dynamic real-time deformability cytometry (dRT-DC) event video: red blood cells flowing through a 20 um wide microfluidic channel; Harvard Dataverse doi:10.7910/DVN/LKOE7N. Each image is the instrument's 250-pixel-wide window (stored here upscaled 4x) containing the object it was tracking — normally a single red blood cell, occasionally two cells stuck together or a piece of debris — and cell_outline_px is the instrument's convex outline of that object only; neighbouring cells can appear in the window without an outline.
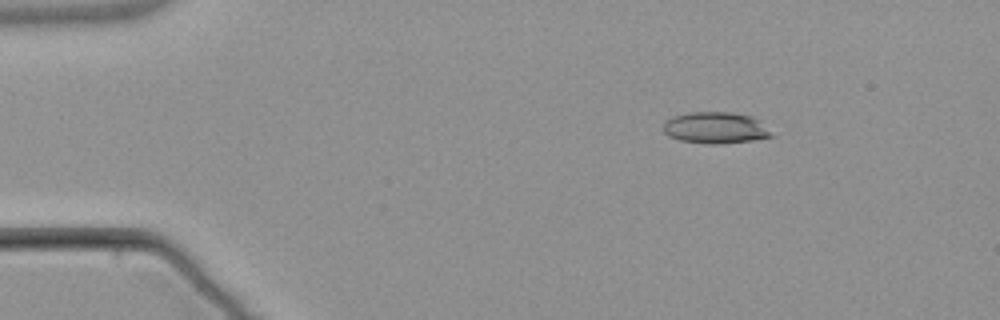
{"species": "common noctule bat (a hibernating species)", "species_latin": "Nyctalus noctula", "temperature_condition": "warm", "stored_images_in_passage": 5, "camera_frame_rate_fps": 3000, "um_per_image_px": 0.085, "animal": {"sex": "male", "body_mass_g": 21.5, "forearm_length_mm": 52.0}, "frame": {"image": 1, "passage_image": 3, "time_ms": 2.333, "image_size_px": [1000, 320], "cell_outline_px": [[776, 136], [752, 140], [720, 144], [712, 144], [680, 140], [668, 136], [664, 132], [664, 120], [688, 112], [732, 112], [752, 116], [760, 120]], "centroid_in_image_um": [60.85, 10.86], "position_along_channel_um": 24.1, "area_um2": 19.94}}
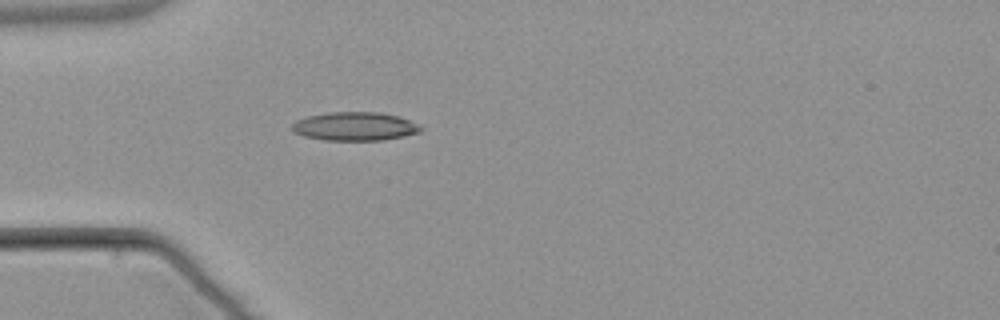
{"frame": {"image": 2, "passage_image": 5, "time_ms": 5.0, "image_size_px": [1000, 320], "cell_outline_px": [[424, 128], [420, 132], [404, 136], [384, 140], [324, 140], [304, 136], [292, 132], [292, 124], [296, 120], [308, 116], [328, 112], [380, 112], [400, 116]], "centroid_in_image_um": [30.15, 10.74], "position_along_channel_um": 54.8, "area_um2": 21.5}}